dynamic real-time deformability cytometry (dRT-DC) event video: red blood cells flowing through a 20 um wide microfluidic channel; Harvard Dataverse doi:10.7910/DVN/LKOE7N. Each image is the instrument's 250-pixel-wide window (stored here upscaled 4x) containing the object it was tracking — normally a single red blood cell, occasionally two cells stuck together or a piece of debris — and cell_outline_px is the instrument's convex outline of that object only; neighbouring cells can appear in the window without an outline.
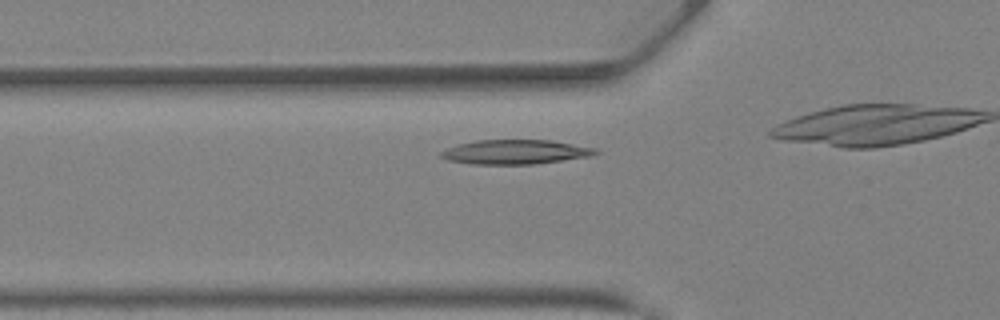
{"species": "Egyptian fruit bat (a non-hibernating species)", "species_latin": "Rousettus aegyptiacus", "temperature_condition": "warm", "stored_images_in_passage": 14, "camera_frame_rate_fps": 3000, "um_per_image_px": 0.085, "animal": {"sex": "female"}, "frame": {"image": 1, "passage_image": 12, "time_ms": 3.667, "image_size_px": [1000, 320], "cell_outline_px": [[600, 152], [592, 156], [532, 164], [472, 164], [448, 160], [440, 156], [440, 152], [448, 148], [460, 144], [476, 140], [552, 140], [596, 148]], "centroid_in_image_um": [43.83, 12.91], "position_along_channel_um": 82.0, "area_um2": 21.85}}